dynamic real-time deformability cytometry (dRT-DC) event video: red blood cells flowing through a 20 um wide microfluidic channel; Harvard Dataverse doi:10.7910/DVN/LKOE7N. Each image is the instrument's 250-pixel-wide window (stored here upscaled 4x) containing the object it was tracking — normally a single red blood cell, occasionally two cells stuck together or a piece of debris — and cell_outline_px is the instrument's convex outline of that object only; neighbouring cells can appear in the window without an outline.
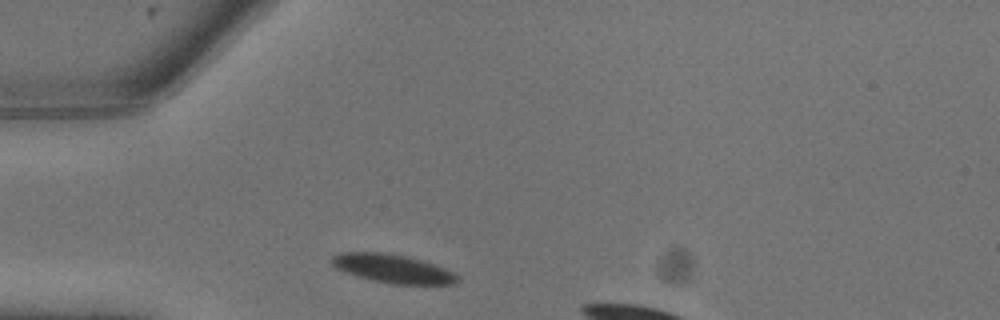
{"species": "common noctule bat (a hibernating species)", "species_latin": "Nyctalus noctula", "temperature_condition": "warm", "stored_images_in_passage": 4, "camera_frame_rate_fps": 3000, "um_per_image_px": 0.085, "animal": {"sex": "male", "body_mass_g": 13.3}, "frame": {"image": 1, "passage_image": 1, "time_ms": 0.0, "image_size_px": [1000, 320], "cell_outline_px": [[460, 280], [452, 284], [392, 284], [372, 280], [356, 276], [344, 272], [336, 268], [328, 260], [332, 256], [340, 252], [380, 252], [404, 256], [420, 260], [444, 268], [460, 276]], "centroid_in_image_um": [33.33, 22.83], "position_along_channel_um": 51.7, "area_um2": 20.87}}